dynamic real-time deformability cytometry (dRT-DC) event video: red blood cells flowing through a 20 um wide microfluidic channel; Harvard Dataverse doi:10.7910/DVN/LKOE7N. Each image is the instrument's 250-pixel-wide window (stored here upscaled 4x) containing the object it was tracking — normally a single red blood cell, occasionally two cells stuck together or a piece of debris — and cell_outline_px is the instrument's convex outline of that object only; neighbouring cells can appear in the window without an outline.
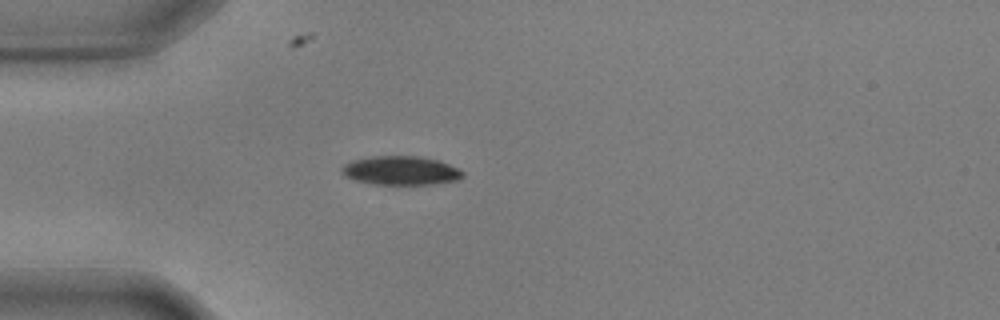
{"species": "common noctule bat (a hibernating species)", "species_latin": "Nyctalus noctula", "temperature_condition": "warm", "stored_images_in_passage": 42, "camera_frame_rate_fps": 3000, "um_per_image_px": 0.085, "animal": {"sex": "male", "body_mass_g": 17.9, "forearm_length_mm": 54.2}, "frame": {"image": 1, "passage_image": 1, "time_ms": 0.0, "image_size_px": [1000, 320], "cell_outline_px": [[464, 176], [460, 180], [436, 184], [372, 184], [356, 180], [344, 176], [340, 172], [340, 168], [344, 164], [352, 160], [372, 156], [416, 156], [440, 160], [460, 168], [464, 172]], "centroid_in_image_um": [34.1, 14.49], "position_along_channel_um": 50.9, "area_um2": 20.69}}
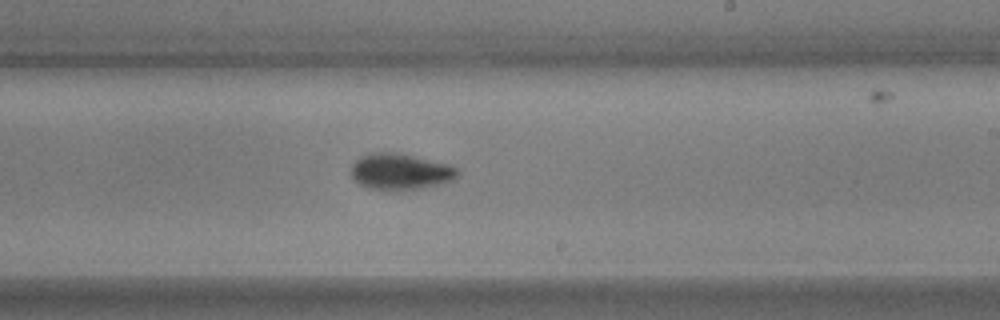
{"frame": {"image": 2, "passage_image": 19, "time_ms": 6.0, "image_size_px": [1000, 320], "cell_outline_px": [[460, 172], [452, 180], [420, 188], [396, 192], [392, 192], [368, 188], [360, 184], [352, 176], [352, 164], [360, 156], [376, 152], [392, 152], [448, 164], [456, 168]], "centroid_in_image_um": [33.99, 14.61], "position_along_channel_um": 255.0, "area_um2": 22.25}}
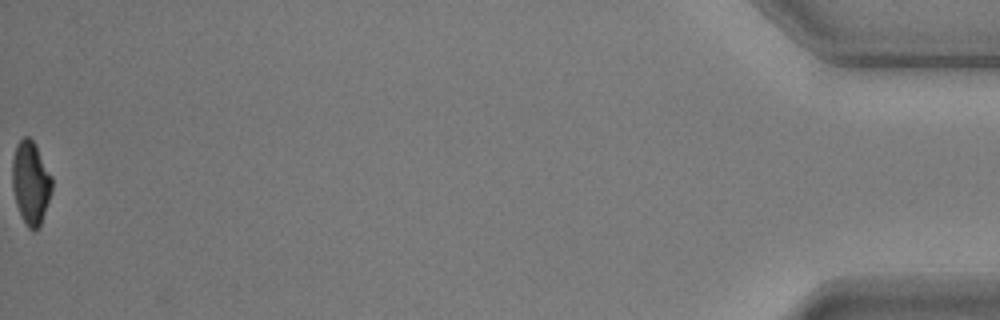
{"frame": {"image": 3, "passage_image": 42, "time_ms": 13.667, "image_size_px": [1000, 320], "cell_outline_px": [[52, 192], [40, 224], [32, 232], [28, 228], [20, 216], [16, 204], [12, 188], [12, 160], [16, 144], [24, 136], [28, 136], [32, 140], [52, 176]], "centroid_in_image_um": [2.59, 15.54], "position_along_channel_um": 432.6, "area_um2": 19.19}, "authors_computed_cell_mechanics": {"area_um2": 21.2993, "velocity_mm_per_s": 3.5836, "shape_relaxation_time_tau1_ms": 2.7829, "shape_relaxation_time_tau2_ms": 3.8541, "deformation_change_tau1": 0.1427, "deformation_change_tau2": 0.0777}}